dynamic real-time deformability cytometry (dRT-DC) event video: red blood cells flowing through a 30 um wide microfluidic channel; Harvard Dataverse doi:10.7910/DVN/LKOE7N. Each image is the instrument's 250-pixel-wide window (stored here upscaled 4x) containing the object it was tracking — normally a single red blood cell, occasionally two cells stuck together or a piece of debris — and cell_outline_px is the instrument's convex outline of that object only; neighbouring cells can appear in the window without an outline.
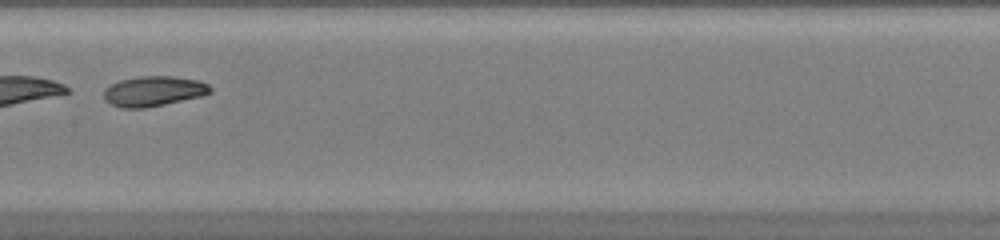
{"species": "common noctule bat (a hibernating species)", "species_latin": "Nyctalus noctula", "temperature_condition": "warm", "stored_images_in_passage": 35, "camera_frame_rate_fps": 3000, "um_per_image_px": 0.085, "animal": {"sex": "female", "body_mass_g": 20.0, "forearm_length_mm": 54.0}, "frame": {"image": 1, "passage_image": 16, "time_ms": 5.0, "image_size_px": [1000, 240], "cell_outline_px": [[212, 92], [204, 96], [144, 108], [120, 108], [104, 100], [104, 88], [120, 80], [140, 76], [172, 76], [200, 80], [208, 84], [212, 88]], "centroid_in_image_um": [13.08, 7.75], "position_along_channel_um": 194.3, "area_um2": 18.84}}